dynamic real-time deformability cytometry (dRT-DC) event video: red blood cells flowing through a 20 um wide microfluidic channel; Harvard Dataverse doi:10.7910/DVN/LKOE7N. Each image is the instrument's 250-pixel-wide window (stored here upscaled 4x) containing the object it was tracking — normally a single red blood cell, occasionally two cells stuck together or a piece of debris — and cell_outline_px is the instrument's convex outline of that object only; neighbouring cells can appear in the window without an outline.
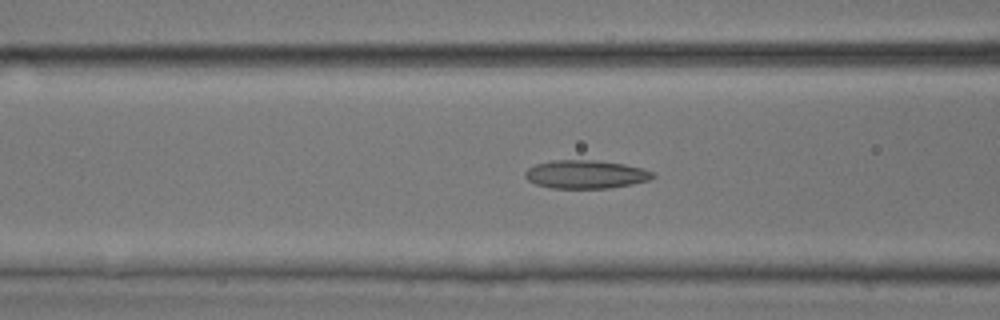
{"species": "common noctule bat (a hibernating species)", "species_latin": "Nyctalus noctula", "temperature_condition": "room temperature", "stored_images_in_passage": 38, "camera_frame_rate_fps": 3000, "um_per_image_px": 0.085, "animal": {"sex": "male", "body_mass_g": 17.9, "forearm_length_mm": 54.2}, "frame": {"image": 1, "passage_image": 11, "time_ms": 3.333, "image_size_px": [1000, 320], "cell_outline_px": [[656, 176], [648, 180], [632, 184], [608, 188], [552, 188], [536, 184], [528, 180], [524, 176], [524, 172], [528, 168], [536, 164], [552, 160], [596, 160], [624, 164], [640, 168], [652, 172]], "centroid_in_image_um": [49.75, 14.81], "position_along_channel_um": 116.8, "area_um2": 20.98}}
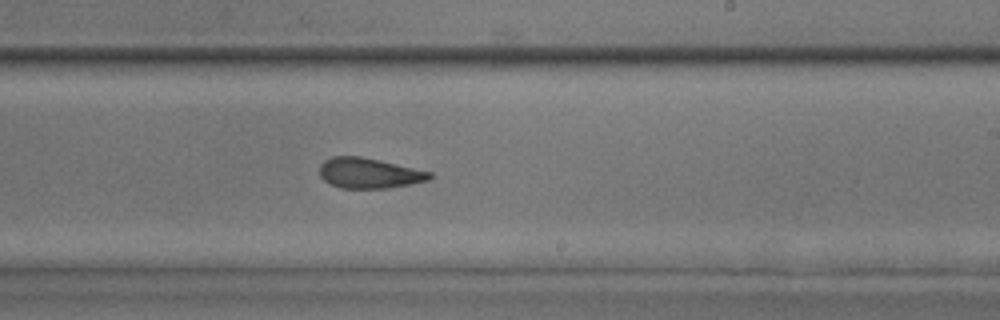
{"frame": {"image": 2, "passage_image": 21, "time_ms": 6.667, "image_size_px": [1000, 320], "cell_outline_px": [[432, 176], [428, 180], [388, 188], [340, 188], [328, 184], [320, 176], [320, 164], [324, 160], [332, 156], [360, 156], [380, 160], [432, 172]], "centroid_in_image_um": [31.33, 14.71], "position_along_channel_um": 257.7, "area_um2": 19.48}}
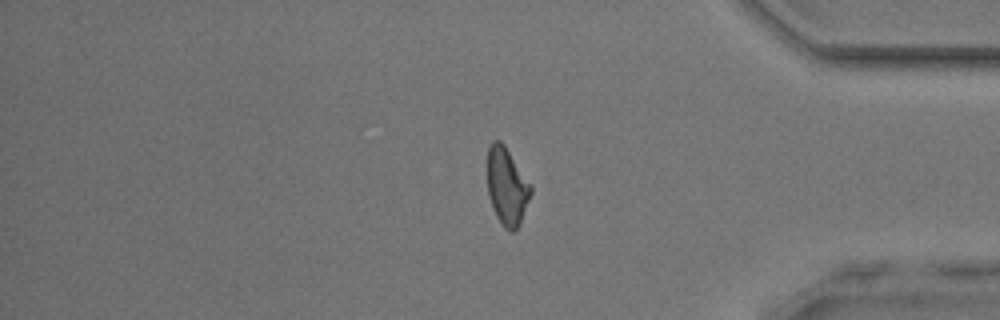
{"frame": {"image": 3, "passage_image": 32, "time_ms": 10.333, "image_size_px": [1000, 320], "cell_outline_px": [[532, 192], [520, 224], [512, 232], [504, 228], [496, 216], [492, 208], [488, 196], [488, 148], [492, 140], [500, 140], [504, 144], [532, 184]], "centroid_in_image_um": [43.1, 15.84], "position_along_channel_um": 392.1, "area_um2": 19.77}}